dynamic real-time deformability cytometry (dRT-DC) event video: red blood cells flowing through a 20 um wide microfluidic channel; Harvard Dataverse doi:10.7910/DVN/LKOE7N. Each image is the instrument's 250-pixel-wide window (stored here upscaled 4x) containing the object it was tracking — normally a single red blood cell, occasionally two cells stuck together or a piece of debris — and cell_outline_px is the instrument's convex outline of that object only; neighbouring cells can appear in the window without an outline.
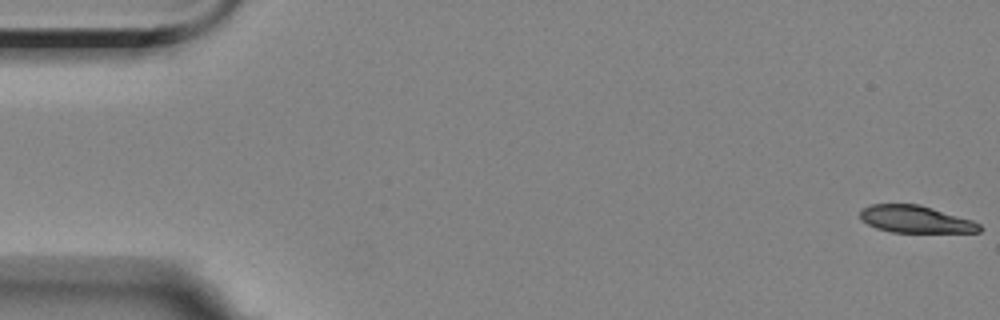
{"species": "Egyptian fruit bat (a non-hibernating species)", "species_latin": "Rousettus aegyptiacus", "temperature_condition": "room temperature", "stored_images_in_passage": 9, "camera_frame_rate_fps": 3000, "um_per_image_px": 0.085, "animal": {"sex": "female"}, "frame": {"image": 1, "passage_image": 1, "time_ms": 0.0, "image_size_px": [1000, 320], "cell_outline_px": [[984, 228], [980, 232], [892, 232], [876, 228], [868, 224], [860, 216], [860, 212], [864, 208], [872, 204], [920, 204], [972, 220], [980, 224]], "centroid_in_image_um": [77.86, 18.64], "position_along_channel_um": 7.1, "area_um2": 18.79}}
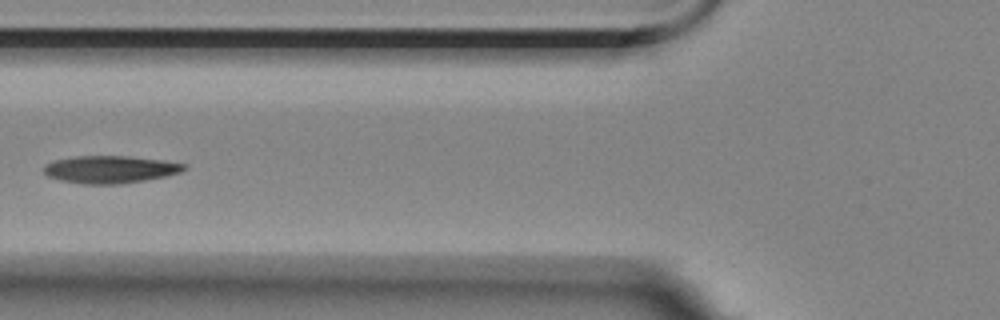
{"frame": {"image": 2, "passage_image": 7, "time_ms": 7.0, "image_size_px": [1000, 320], "cell_outline_px": [[188, 168], [180, 172], [164, 176], [144, 180], [120, 184], [84, 184], [60, 180], [48, 176], [44, 172], [44, 164], [52, 160], [76, 156], [128, 156], [164, 160], [188, 164]], "centroid_in_image_um": [9.37, 14.39], "position_along_channel_um": 116.4, "area_um2": 22.54}}
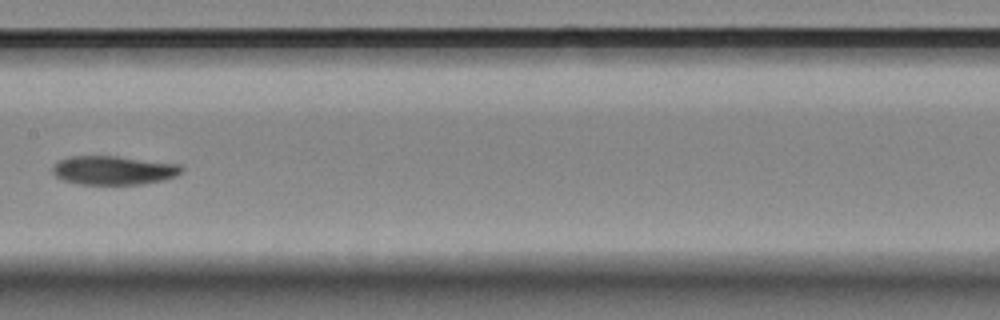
{"frame": {"image": 3, "passage_image": 9, "time_ms": 9.333, "image_size_px": [1000, 320], "cell_outline_px": [[184, 168], [176, 176], [164, 180], [140, 184], [76, 184], [60, 180], [52, 172], [52, 164], [68, 156], [116, 156], [180, 164]], "centroid_in_image_um": [9.61, 14.47], "position_along_channel_um": 197.8, "area_um2": 21.85}}